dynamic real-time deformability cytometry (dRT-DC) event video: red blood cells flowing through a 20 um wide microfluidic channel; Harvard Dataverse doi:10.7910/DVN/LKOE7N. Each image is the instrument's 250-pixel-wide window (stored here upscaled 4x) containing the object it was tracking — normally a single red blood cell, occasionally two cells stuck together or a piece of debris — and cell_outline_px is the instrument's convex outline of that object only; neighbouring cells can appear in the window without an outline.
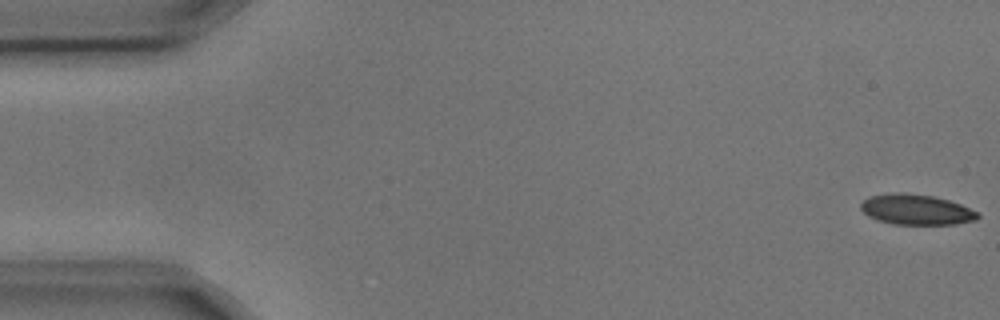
{"species": "common noctule bat (a hibernating species)", "species_latin": "Nyctalus noctula", "temperature_condition": "cold", "stored_images_in_passage": 4, "camera_frame_rate_fps": 3000, "um_per_image_px": 0.085, "animal": {"sex": "male", "body_mass_g": 17.9, "forearm_length_mm": 54.2}, "frame": {"image": 1, "passage_image": 1, "time_ms": 0.0, "image_size_px": [1000, 320], "cell_outline_px": [[980, 216], [976, 220], [956, 224], [892, 224], [876, 220], [868, 216], [860, 208], [860, 204], [868, 196], [888, 192], [904, 192], [932, 196], [948, 200], [960, 204], [980, 212]], "centroid_in_image_um": [77.86, 17.81], "position_along_channel_um": 7.1, "area_um2": 20.98}}
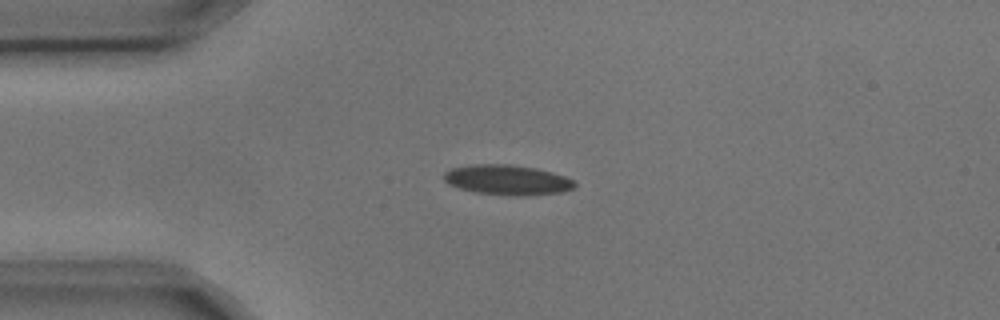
{"frame": {"image": 2, "passage_image": 4, "time_ms": 1.0, "image_size_px": [1000, 320], "cell_outline_px": [[576, 188], [564, 192], [524, 196], [512, 196], [476, 192], [460, 188], [448, 184], [444, 180], [444, 172], [452, 168], [476, 164], [508, 164], [536, 168], [552, 172], [564, 176], [572, 180], [576, 184]], "centroid_in_image_um": [43.15, 15.3], "position_along_channel_um": 41.8, "area_um2": 22.95}}